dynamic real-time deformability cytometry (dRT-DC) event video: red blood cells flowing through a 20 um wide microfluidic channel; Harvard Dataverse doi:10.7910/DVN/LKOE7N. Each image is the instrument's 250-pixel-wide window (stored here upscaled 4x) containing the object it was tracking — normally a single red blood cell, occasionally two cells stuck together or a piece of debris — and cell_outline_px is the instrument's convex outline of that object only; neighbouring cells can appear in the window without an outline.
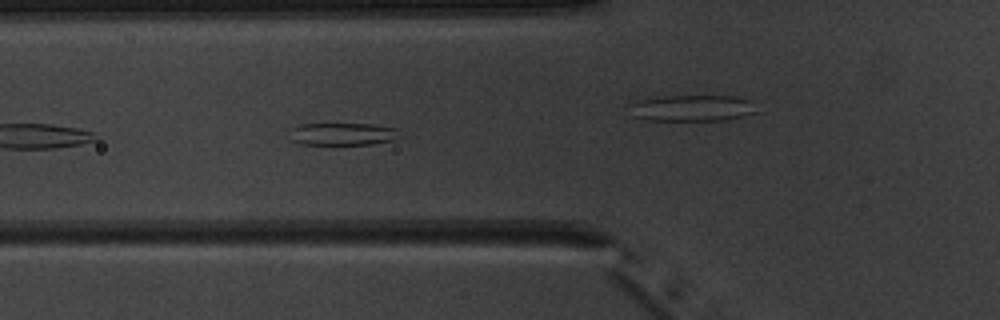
{"species": "common noctule bat (a hibernating species)", "species_latin": "Nyctalus noctula", "temperature_condition": "warm", "stored_images_in_passage": 9, "camera_frame_rate_fps": 3000, "um_per_image_px": 0.085, "animal": {"sex": "male", "body_mass_g": 20.1, "forearm_length_mm": 53.5}, "frame": {"image": 1, "passage_image": 6, "time_ms": 6.667, "image_size_px": [1000, 320], "cell_outline_px": [[404, 136], [396, 140], [372, 144], [300, 144], [288, 140], [288, 128], [300, 124], [372, 124], [400, 128]], "centroid_in_image_um": [29.15, 11.39], "position_along_channel_um": 96.6, "area_um2": 15.09}}
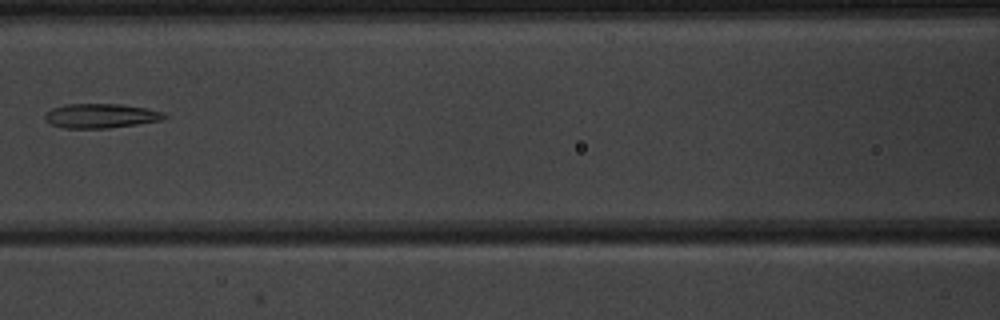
{"frame": {"image": 2, "passage_image": 8, "time_ms": 9.0, "image_size_px": [1000, 320], "cell_outline_px": [[168, 116], [164, 120], [108, 128], [64, 128], [48, 124], [44, 120], [44, 116], [52, 108], [64, 104], [120, 104], [148, 108], [164, 112]], "centroid_in_image_um": [8.57, 9.84], "position_along_channel_um": 158.0, "area_um2": 17.17}}
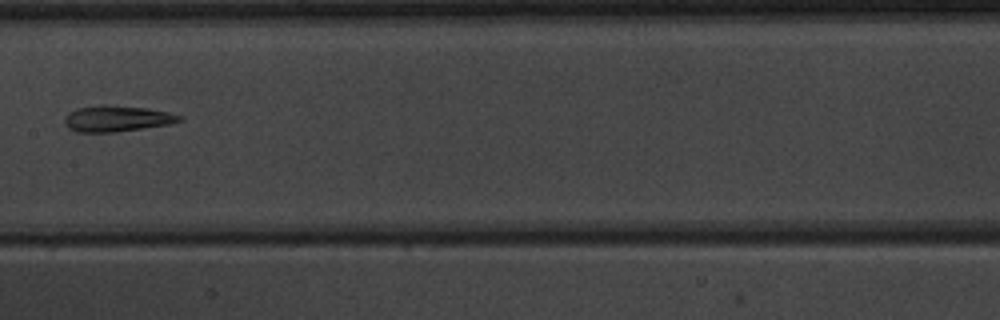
{"frame": {"image": 3, "passage_image": 9, "time_ms": 10.0, "image_size_px": [1000, 320], "cell_outline_px": [[184, 120], [168, 124], [116, 132], [76, 132], [68, 128], [64, 124], [64, 116], [68, 112], [76, 108], [100, 104], [104, 104], [148, 108], [168, 112], [184, 116]], "centroid_in_image_um": [9.9, 10.07], "position_along_channel_um": 197.5, "area_um2": 17.69}}